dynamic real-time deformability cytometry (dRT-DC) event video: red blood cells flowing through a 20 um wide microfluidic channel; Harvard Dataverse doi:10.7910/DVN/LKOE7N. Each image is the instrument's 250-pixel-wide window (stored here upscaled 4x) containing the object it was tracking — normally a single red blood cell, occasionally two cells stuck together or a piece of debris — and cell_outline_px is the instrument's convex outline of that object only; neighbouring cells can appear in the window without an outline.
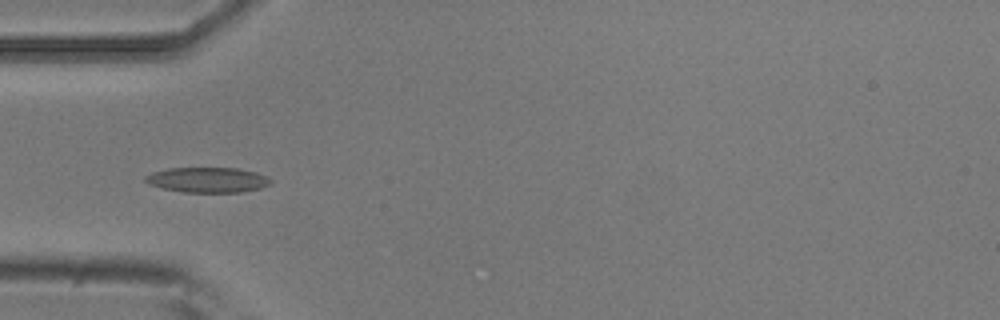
{"species": "common noctule bat (a hibernating species)", "species_latin": "Nyctalus noctula", "temperature_condition": "room temperature", "stored_images_in_passage": 7, "camera_frame_rate_fps": 3000, "um_per_image_px": 0.085, "animal": {"sex": "male", "body_mass_g": 20.5, "forearm_length_mm": 52.5}, "frame": {"image": 1, "passage_image": 4, "time_ms": 1.0, "image_size_px": [1000, 320], "cell_outline_px": [[272, 184], [260, 188], [240, 192], [184, 192], [160, 188], [148, 184], [144, 180], [144, 176], [152, 172], [168, 168], [236, 168], [256, 172], [268, 176], [272, 180]], "centroid_in_image_um": [17.64, 15.29], "position_along_channel_um": 67.4, "area_um2": 18.55}}
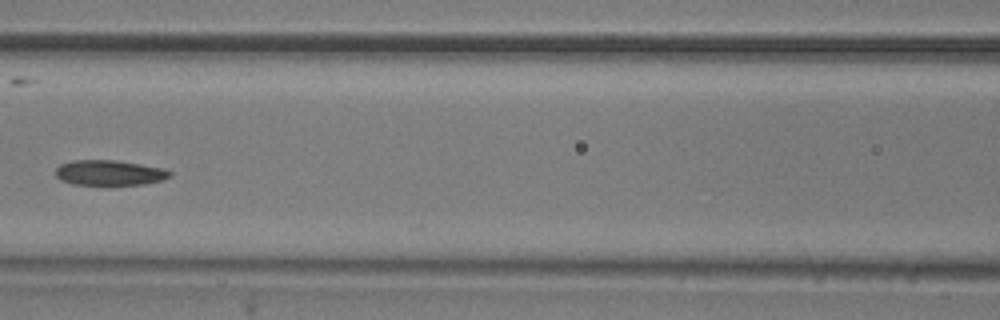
{"frame": {"image": 2, "passage_image": 6, "time_ms": 1.667, "image_size_px": [1000, 320], "cell_outline_px": [[172, 176], [164, 180], [144, 184], [108, 188], [72, 184], [60, 180], [56, 176], [56, 168], [60, 164], [72, 160], [116, 160], [168, 168], [172, 172]], "centroid_in_image_um": [9.35, 14.73], "position_along_channel_um": 157.2, "area_um2": 18.03}}
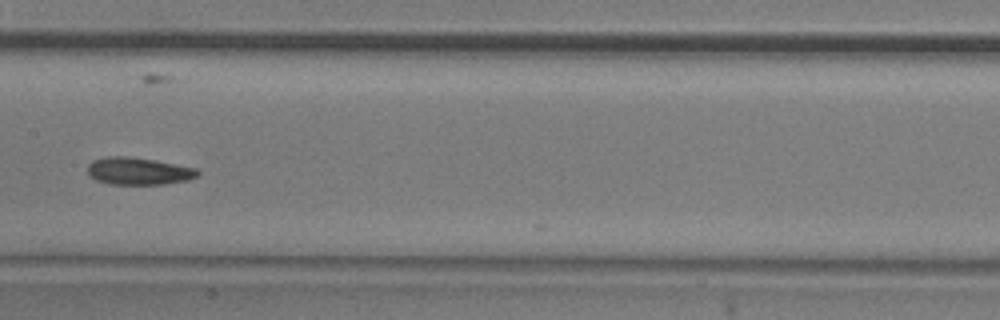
{"frame": {"image": 3, "passage_image": 7, "time_ms": 2.0, "image_size_px": [1000, 320], "cell_outline_px": [[200, 172], [196, 176], [188, 180], [164, 184], [108, 184], [96, 180], [88, 176], [88, 164], [92, 160], [104, 156], [128, 156], [156, 160], [196, 168]], "centroid_in_image_um": [11.73, 14.53], "position_along_channel_um": 195.7, "area_um2": 17.69}}